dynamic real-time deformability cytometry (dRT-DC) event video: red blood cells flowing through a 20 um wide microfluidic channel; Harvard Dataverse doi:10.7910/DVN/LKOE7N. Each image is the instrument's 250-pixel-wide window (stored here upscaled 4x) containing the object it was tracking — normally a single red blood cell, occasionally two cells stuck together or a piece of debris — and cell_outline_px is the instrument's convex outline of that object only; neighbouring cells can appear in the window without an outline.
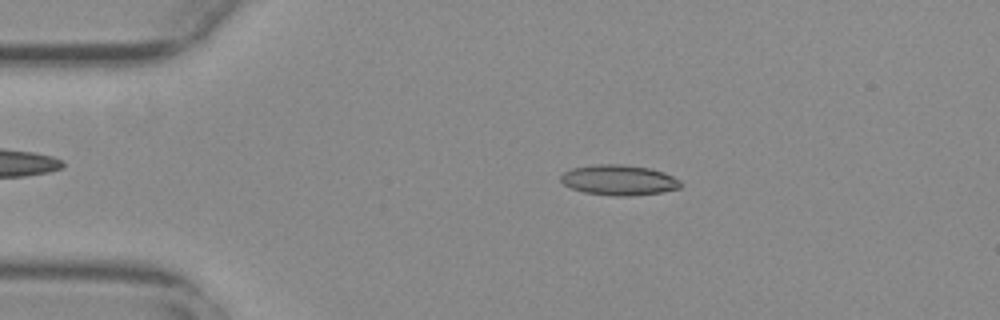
{"species": "common noctule bat (a hibernating species)", "species_latin": "Nyctalus noctula", "temperature_condition": "warm", "stored_images_in_passage": 55, "camera_frame_rate_fps": 3000, "um_per_image_px": 0.085, "animal": {"sex": "female", "body_mass_g": 29.2, "forearm_length_mm": 56.3}, "frame": {"image": 1, "passage_image": 11, "time_ms": 3.333, "image_size_px": [1000, 320], "cell_outline_px": [[680, 188], [660, 192], [632, 196], [616, 196], [584, 192], [572, 188], [564, 184], [560, 180], [560, 176], [564, 172], [572, 168], [596, 164], [620, 164], [648, 168], [664, 172], [680, 180]], "centroid_in_image_um": [52.59, 15.3], "position_along_channel_um": 32.4, "area_um2": 21.04}}
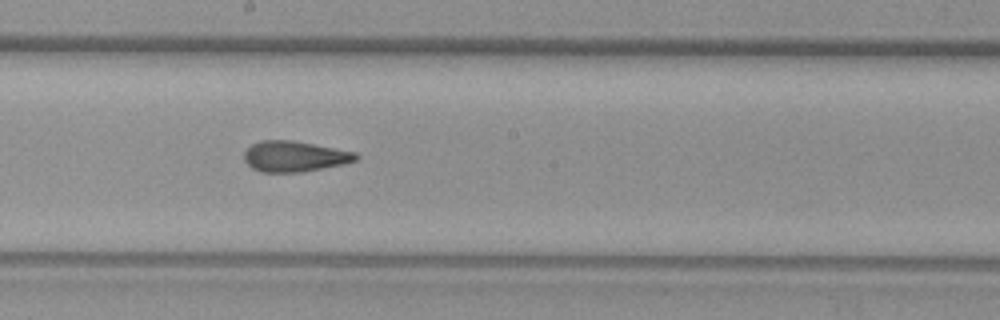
{"frame": {"image": 2, "passage_image": 30, "time_ms": 9.667, "image_size_px": [1000, 320], "cell_outline_px": [[360, 156], [356, 160], [344, 164], [300, 172], [260, 172], [252, 168], [244, 160], [244, 152], [252, 144], [260, 140], [292, 140], [356, 152]], "centroid_in_image_um": [25.03, 13.29], "position_along_channel_um": 223.2, "area_um2": 19.94}}
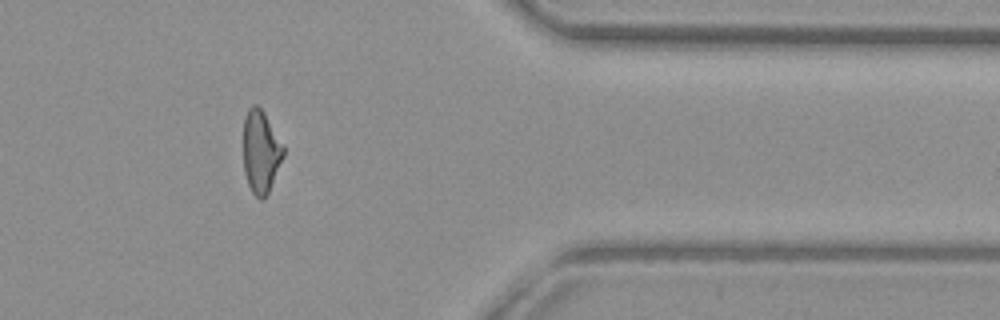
{"frame": {"image": 3, "passage_image": 45, "time_ms": 14.667, "image_size_px": [1000, 320], "cell_outline_px": [[284, 156], [268, 192], [264, 200], [260, 200], [252, 192], [248, 184], [244, 172], [244, 116], [248, 108], [252, 104], [256, 104], [264, 112], [284, 148]], "centroid_in_image_um": [22.16, 12.9], "position_along_channel_um": 389.2, "area_um2": 19.13}, "authors_computed_cell_mechanics": {"area_um2": 19.9988, "velocity_mm_per_s": 3.7611, "shape_relaxation_time_tau1_ms": null, "shape_relaxation_time_tau2_ms": 2.1763, "deformation_change_tau1": null, "deformation_change_tau2": 0.1093}}